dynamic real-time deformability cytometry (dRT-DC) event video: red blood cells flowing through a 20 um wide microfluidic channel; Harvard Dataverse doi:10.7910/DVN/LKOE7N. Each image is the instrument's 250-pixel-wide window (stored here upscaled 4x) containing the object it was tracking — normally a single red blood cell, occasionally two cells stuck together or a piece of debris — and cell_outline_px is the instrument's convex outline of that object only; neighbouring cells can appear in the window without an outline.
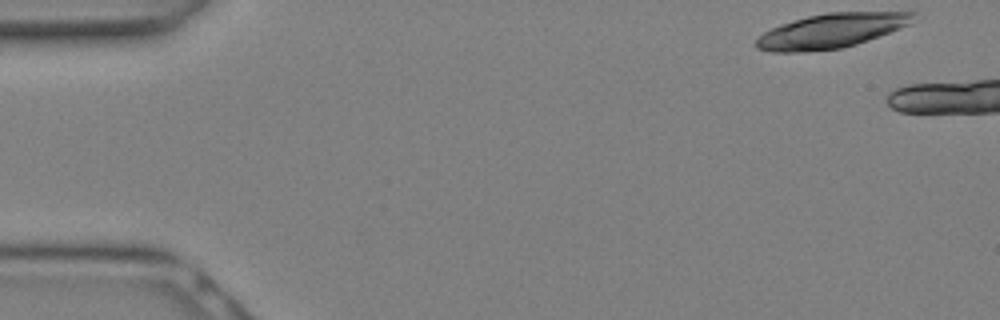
{"species": "Egyptian fruit bat (a non-hibernating species)", "species_latin": "Rousettus aegyptiacus", "temperature_condition": "warm", "stored_images_in_passage": 3, "camera_frame_rate_fps": 3000, "um_per_image_px": 0.085, "animal": {"sex": "female"}, "frame": {"image": 1, "passage_image": 1, "time_ms": 0.0, "image_size_px": [1000, 320], "cell_outline_px": [[920, 12], [912, 24], [868, 40], [856, 44], [840, 48], [800, 52], [772, 52], [756, 48], [756, 40], [764, 32], [780, 24], [808, 16], [828, 12]], "centroid_in_image_um": [70.71, 2.61], "position_along_channel_um": 14.3, "area_um2": 31.56}}